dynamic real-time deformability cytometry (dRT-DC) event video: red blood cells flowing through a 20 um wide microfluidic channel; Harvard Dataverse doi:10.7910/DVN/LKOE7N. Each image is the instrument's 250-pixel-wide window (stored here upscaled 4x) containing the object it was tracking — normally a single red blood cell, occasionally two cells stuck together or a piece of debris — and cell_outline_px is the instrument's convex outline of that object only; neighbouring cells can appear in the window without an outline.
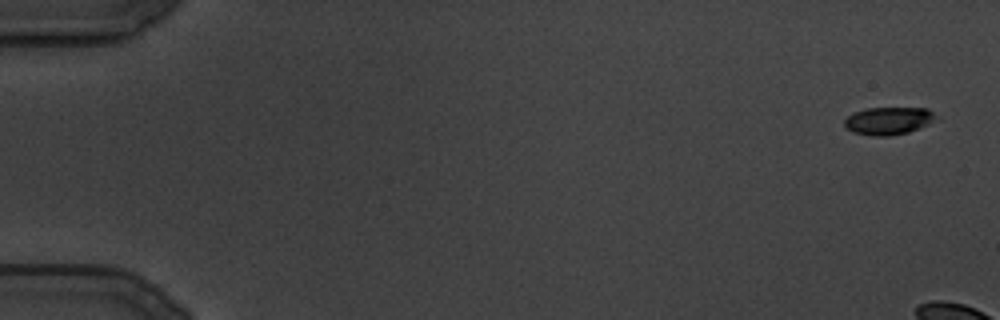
{"species": "common noctule bat (a hibernating species)", "species_latin": "Nyctalus noctula", "temperature_condition": "cold", "stored_images_in_passage": 16, "camera_frame_rate_fps": 3000, "um_per_image_px": 0.085, "animal": {"sex": "male", "body_mass_g": 19.5, "forearm_length_mm": 54.6}, "frame": {"image": 1, "passage_image": 1, "time_ms": 0.0, "image_size_px": [1000, 320], "cell_outline_px": [[940, 120], [908, 132], [888, 136], [872, 136], [852, 132], [844, 124], [844, 120], [848, 116], [864, 108], [928, 108], [940, 116]], "centroid_in_image_um": [75.61, 10.26], "position_along_channel_um": 9.4, "area_um2": 14.97}}